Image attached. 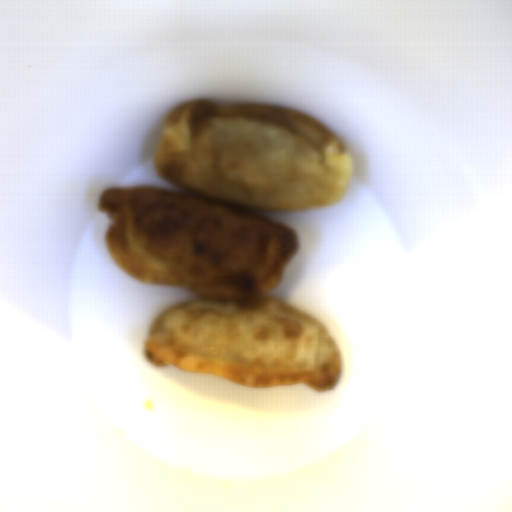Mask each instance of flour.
I'll return each mask as SVG.
<instances>
[{
	"mask_svg": "<svg viewBox=\"0 0 512 512\" xmlns=\"http://www.w3.org/2000/svg\"><path fill=\"white\" fill-rule=\"evenodd\" d=\"M153 161L182 191L106 188L97 200L110 220L108 255L121 271L195 294L148 326L149 365L250 389L333 388L341 353L330 332L265 294L299 245L258 210L341 204L353 172L342 141L323 122L279 105L189 101L167 118Z\"/></svg>",
	"mask_w": 512,
	"mask_h": 512,
	"instance_id": "1",
	"label": "flour"
}]
</instances>
